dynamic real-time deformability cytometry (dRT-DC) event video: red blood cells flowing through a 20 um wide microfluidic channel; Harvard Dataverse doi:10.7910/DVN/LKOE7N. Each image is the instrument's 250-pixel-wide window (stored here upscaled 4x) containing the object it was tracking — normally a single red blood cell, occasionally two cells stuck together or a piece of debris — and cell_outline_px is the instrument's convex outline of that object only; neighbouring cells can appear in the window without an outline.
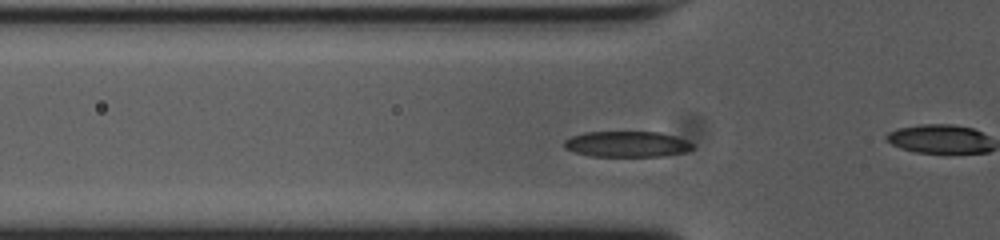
{"species": "common noctule bat (a hibernating species)", "species_latin": "Nyctalus noctula", "temperature_condition": "cold", "stored_images_in_passage": 45, "camera_frame_rate_fps": 3000, "um_per_image_px": 0.085, "animal": {"sex": "female", "body_mass_g": 23.0, "forearm_length_mm": 53.4}, "frame": {"image": 1, "passage_image": 7, "time_ms": 2.0, "image_size_px": [1000, 240], "cell_outline_px": [[692, 148], [684, 152], [660, 156], [588, 156], [564, 148], [564, 140], [572, 136], [584, 132], [660, 132], [684, 140], [692, 144]], "centroid_in_image_um": [53.21, 12.25], "position_along_channel_um": 72.6, "area_um2": 19.02}}
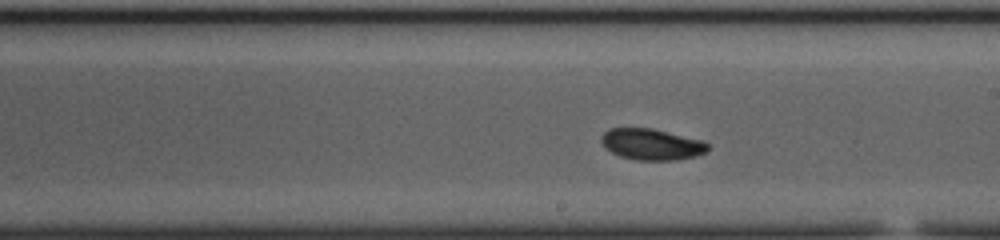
{"frame": {"image": 2, "passage_image": 20, "time_ms": 6.333, "image_size_px": [1000, 240], "cell_outline_px": [[708, 152], [696, 156], [676, 160], [636, 160], [620, 156], [604, 148], [600, 140], [600, 136], [608, 128], [652, 128], [700, 140], [708, 144]], "centroid_in_image_um": [55.35, 12.27], "position_along_channel_um": 233.7, "area_um2": 19.42}}
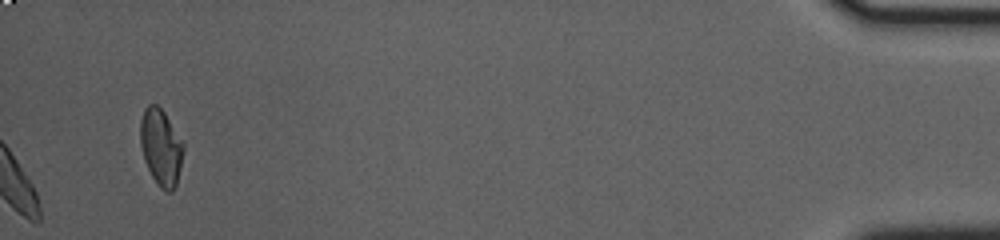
{"frame": {"image": 3, "passage_image": 45, "time_ms": 14.667, "image_size_px": [1000, 240], "cell_outline_px": [[184, 148], [180, 168], [176, 184], [172, 192], [168, 192], [160, 188], [152, 176], [144, 160], [140, 144], [140, 120], [144, 108], [148, 104], [156, 104], [164, 112], [184, 144]], "centroid_in_image_um": [13.66, 12.5], "position_along_channel_um": 421.5, "area_um2": 19.13}, "authors_computed_cell_mechanics": {"area_um2": 18.9584, "velocity_mm_per_s": 3.7153, "shape_relaxation_time_tau1_ms": 1.967, "shape_relaxation_time_tau2_ms": null, "deformation_change_tau1": 0.1072, "deformation_change_tau2": null}}